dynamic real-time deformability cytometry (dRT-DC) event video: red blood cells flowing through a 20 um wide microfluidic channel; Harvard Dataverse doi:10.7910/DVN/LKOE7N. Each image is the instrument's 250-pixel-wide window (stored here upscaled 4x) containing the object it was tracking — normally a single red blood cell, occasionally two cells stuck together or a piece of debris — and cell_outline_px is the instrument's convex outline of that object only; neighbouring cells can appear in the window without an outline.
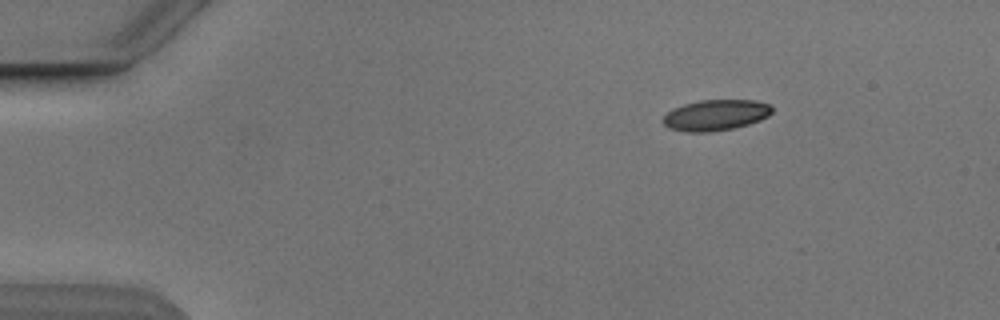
{"species": "Egyptian fruit bat (a non-hibernating species)", "species_latin": "Rousettus aegyptiacus", "temperature_condition": "cold", "stored_images_in_passage": 2, "camera_frame_rate_fps": 3000, "um_per_image_px": 0.085, "animal": {"sex": "male"}, "frame": {"image": 1, "passage_image": 2, "time_ms": 1.333, "image_size_px": [1000, 320], "cell_outline_px": [[772, 112], [768, 116], [760, 120], [748, 124], [732, 128], [708, 132], [688, 132], [668, 128], [660, 120], [672, 108], [684, 104], [700, 100], [756, 100], [772, 104]], "centroid_in_image_um": [60.83, 9.77], "position_along_channel_um": 24.2, "area_um2": 19.71}}